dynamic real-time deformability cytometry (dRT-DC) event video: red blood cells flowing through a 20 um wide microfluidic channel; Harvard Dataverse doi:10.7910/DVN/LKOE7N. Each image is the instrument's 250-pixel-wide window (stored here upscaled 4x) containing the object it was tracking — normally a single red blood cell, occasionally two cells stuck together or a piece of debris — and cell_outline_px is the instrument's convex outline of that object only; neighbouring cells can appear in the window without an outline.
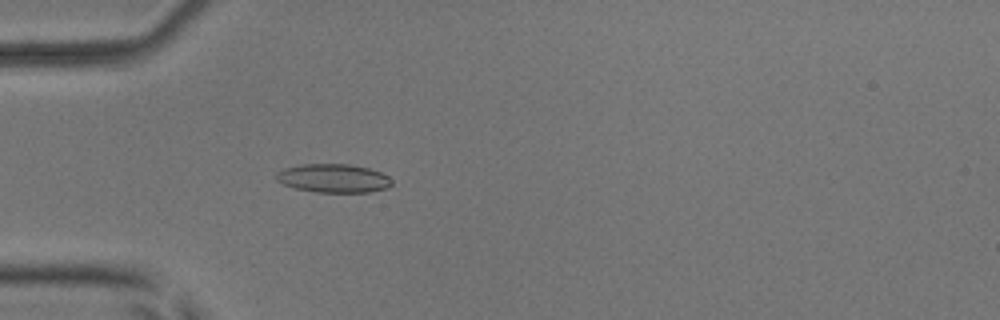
{"species": "common noctule bat (a hibernating species)", "species_latin": "Nyctalus noctula", "temperature_condition": "room temperature", "stored_images_in_passage": 5, "camera_frame_rate_fps": 3000, "um_per_image_px": 0.085, "animal": {"sex": "male", "body_mass_g": 17.9, "forearm_length_mm": 54.2}, "frame": {"image": 1, "passage_image": 5, "time_ms": 4.667, "image_size_px": [1000, 320], "cell_outline_px": [[392, 184], [388, 188], [368, 192], [316, 192], [296, 188], [284, 184], [276, 180], [276, 172], [284, 168], [300, 164], [348, 164], [368, 168], [380, 172], [388, 176], [392, 180]], "centroid_in_image_um": [28.34, 15.15], "position_along_channel_um": 56.7, "area_um2": 19.25}}